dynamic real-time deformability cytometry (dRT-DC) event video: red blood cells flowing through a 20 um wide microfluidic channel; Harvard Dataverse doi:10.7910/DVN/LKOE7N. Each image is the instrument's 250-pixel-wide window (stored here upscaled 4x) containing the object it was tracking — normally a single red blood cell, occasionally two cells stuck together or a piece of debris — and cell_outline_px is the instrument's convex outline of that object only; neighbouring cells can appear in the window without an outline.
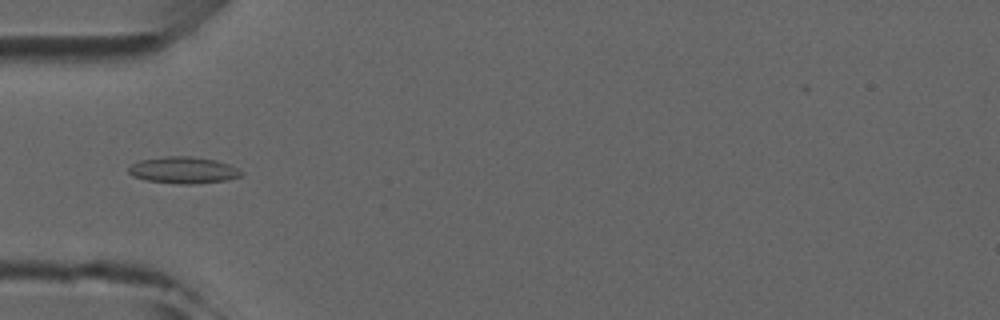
{"species": "common noctule bat (a hibernating species)", "species_latin": "Nyctalus noctula", "temperature_condition": "room temperature", "stored_images_in_passage": 5, "camera_frame_rate_fps": 3000, "um_per_image_px": 0.085, "animal": {"sex": "male", "forearm_length_mm": 52.5}, "frame": {"image": 1, "passage_image": 5, "time_ms": 4.667, "image_size_px": [1000, 320], "cell_outline_px": [[244, 172], [240, 176], [228, 180], [192, 184], [180, 184], [148, 180], [132, 176], [128, 172], [128, 168], [132, 164], [140, 160], [164, 156], [192, 156], [216, 160], [228, 164]], "centroid_in_image_um": [15.59, 14.45], "position_along_channel_um": 69.4, "area_um2": 17.46}}